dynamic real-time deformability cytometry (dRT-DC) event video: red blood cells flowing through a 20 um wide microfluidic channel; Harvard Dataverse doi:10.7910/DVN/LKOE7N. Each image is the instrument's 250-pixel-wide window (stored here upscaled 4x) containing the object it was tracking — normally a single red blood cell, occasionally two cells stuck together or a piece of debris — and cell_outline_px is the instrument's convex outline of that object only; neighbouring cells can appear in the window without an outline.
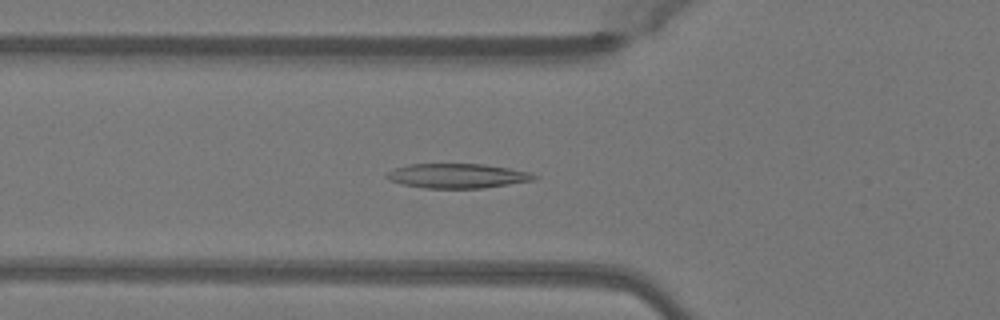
{"species": "Egyptian fruit bat (a non-hibernating species)", "species_latin": "Rousettus aegyptiacus", "temperature_condition": "warm", "stored_images_in_passage": 49, "camera_frame_rate_fps": 3000, "um_per_image_px": 0.085, "animal": {"sex": "female"}, "frame": {"image": 1, "passage_image": 17, "time_ms": 5.333, "image_size_px": [1000, 320], "cell_outline_px": [[540, 176], [532, 180], [484, 188], [424, 188], [404, 184], [388, 180], [384, 176], [388, 172], [396, 168], [408, 164], [484, 164], [532, 172]], "centroid_in_image_um": [38.89, 14.94], "position_along_channel_um": 86.9, "area_um2": 21.04}}
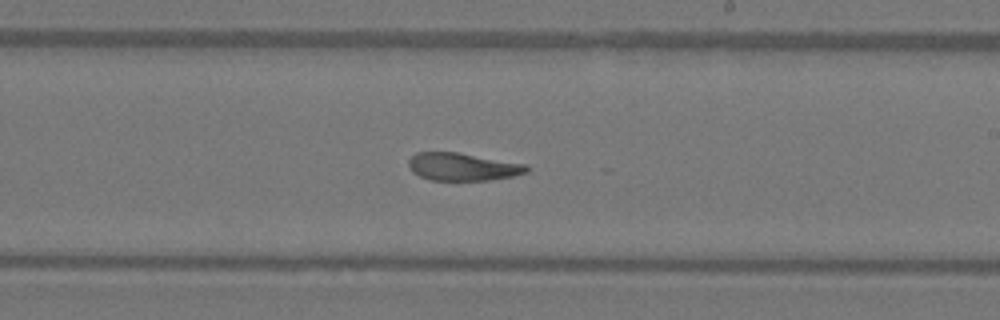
{"frame": {"image": 2, "passage_image": 29, "time_ms": 9.333, "image_size_px": [1000, 320], "cell_outline_px": [[532, 168], [528, 172], [512, 176], [488, 180], [432, 180], [420, 176], [412, 172], [408, 164], [408, 160], [416, 152], [456, 152], [528, 164]], "centroid_in_image_um": [39.36, 14.17], "position_along_channel_um": 249.6, "area_um2": 19.13}}
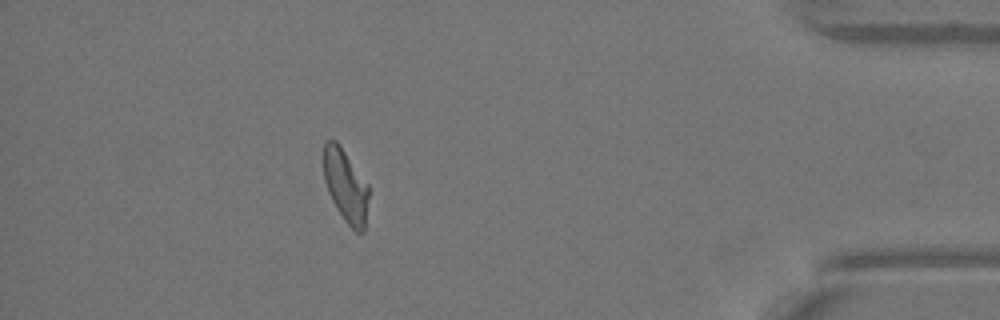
{"frame": {"image": 3, "passage_image": 44, "time_ms": 14.333, "image_size_px": [1000, 320], "cell_outline_px": [[368, 196], [364, 232], [356, 232], [344, 220], [332, 200], [328, 192], [324, 180], [324, 140], [336, 140], [368, 184]], "centroid_in_image_um": [29.37, 15.79], "position_along_channel_um": 405.8, "area_um2": 18.84}, "authors_computed_cell_mechanics": {"area_um2": 20.1144, "velocity_mm_per_s": 4.0589, "shape_relaxation_time_tau1_ms": 10.7673, "shape_relaxation_time_tau2_ms": 2.9424, "deformation_change_tau1": 0.2878, "deformation_change_tau2": 0.1095}}